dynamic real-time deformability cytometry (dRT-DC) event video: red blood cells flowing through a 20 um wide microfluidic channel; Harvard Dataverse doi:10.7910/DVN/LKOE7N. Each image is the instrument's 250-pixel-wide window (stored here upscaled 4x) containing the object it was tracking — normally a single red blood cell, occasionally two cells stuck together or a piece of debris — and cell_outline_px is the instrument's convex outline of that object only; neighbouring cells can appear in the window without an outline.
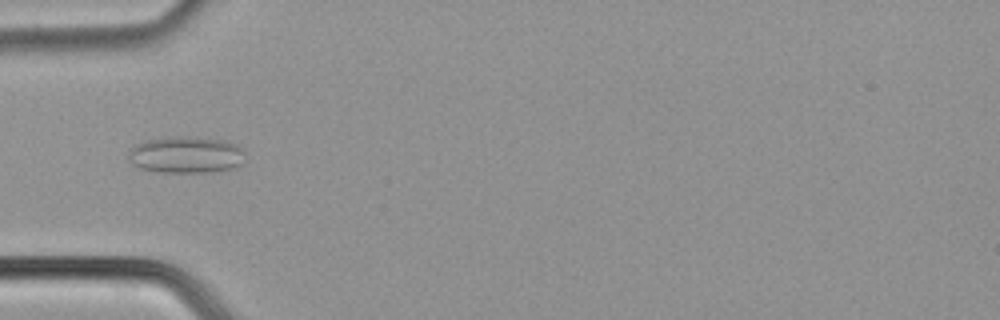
{"species": "common noctule bat (a hibernating species)", "species_latin": "Nyctalus noctula", "temperature_condition": "cold", "stored_images_in_passage": 10, "camera_frame_rate_fps": 3000, "um_per_image_px": 0.085, "animal": {"sex": "male", "body_mass_g": 21.5, "forearm_length_mm": 52.0}, "frame": {"image": 1, "passage_image": 4, "time_ms": 1.0, "image_size_px": [1000, 320], "cell_outline_px": [[244, 152], [240, 164], [236, 168], [216, 172], [156, 172], [140, 168], [132, 164], [128, 156], [132, 148], [136, 144], [144, 140], [176, 136], [180, 136], [220, 140], [236, 144]], "centroid_in_image_um": [15.79, 13.17], "position_along_channel_um": 69.2, "area_um2": 24.85}}